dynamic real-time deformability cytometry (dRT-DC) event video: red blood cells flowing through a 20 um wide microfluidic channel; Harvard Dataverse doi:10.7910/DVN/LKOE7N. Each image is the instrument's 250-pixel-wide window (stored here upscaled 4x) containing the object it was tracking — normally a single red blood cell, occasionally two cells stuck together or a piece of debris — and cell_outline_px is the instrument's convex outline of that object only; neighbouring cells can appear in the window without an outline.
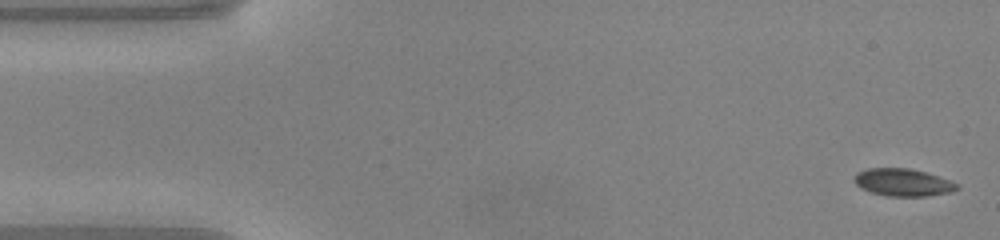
{"species": "common noctule bat (a hibernating species)", "species_latin": "Nyctalus noctula", "temperature_condition": "warm", "stored_images_in_passage": 48, "camera_frame_rate_fps": 3000, "um_per_image_px": 0.085, "animal": {"sex": "male", "body_mass_g": 20.0, "forearm_length_mm": 53.3}, "frame": {"image": 1, "passage_image": 1, "time_ms": 0.0, "image_size_px": [1000, 240], "cell_outline_px": [[960, 188], [952, 192], [924, 196], [888, 196], [872, 192], [860, 188], [852, 180], [856, 172], [868, 168], [912, 168], [960, 184]], "centroid_in_image_um": [76.73, 15.5], "position_along_channel_um": 8.3, "area_um2": 16.47}}
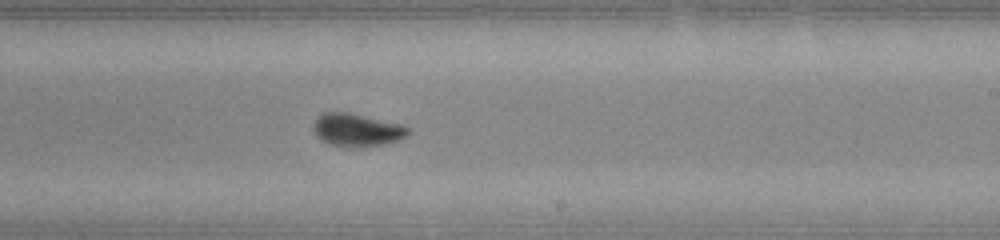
{"frame": {"image": 2, "passage_image": 28, "time_ms": 9.0, "image_size_px": [1000, 240], "cell_outline_px": [[408, 136], [384, 144], [332, 144], [316, 136], [312, 128], [312, 124], [324, 112], [348, 112], [400, 124], [408, 128]], "centroid_in_image_um": [30.31, 10.99], "position_along_channel_um": 258.7, "area_um2": 17.11}}
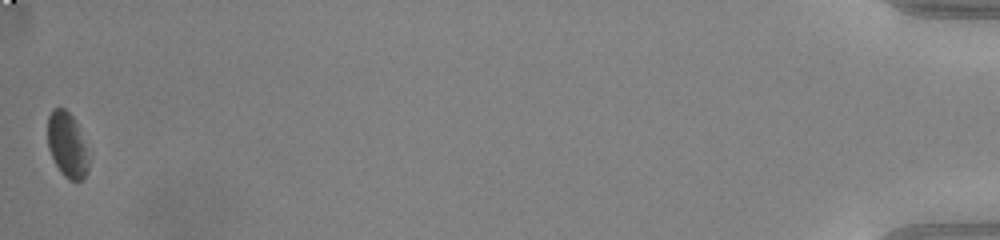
{"frame": {"image": 3, "passage_image": 48, "time_ms": 15.667, "image_size_px": [1000, 240], "cell_outline_px": [[88, 172], [80, 180], [72, 180], [64, 176], [56, 164], [48, 148], [48, 116], [52, 108], [64, 108], [72, 116], [76, 124], [84, 144], [88, 160]], "centroid_in_image_um": [5.68, 12.3], "position_along_channel_um": 429.5, "area_um2": 15.03}, "authors_computed_cell_mechanics": {"area_um2": 16.7909, "velocity_mm_per_s": 4.1146, "shape_relaxation_time_tau1_ms": 1.8542, "shape_relaxation_time_tau2_ms": 0.8589, "deformation_change_tau1": 0.1024, "deformation_change_tau2": 0.0502}}